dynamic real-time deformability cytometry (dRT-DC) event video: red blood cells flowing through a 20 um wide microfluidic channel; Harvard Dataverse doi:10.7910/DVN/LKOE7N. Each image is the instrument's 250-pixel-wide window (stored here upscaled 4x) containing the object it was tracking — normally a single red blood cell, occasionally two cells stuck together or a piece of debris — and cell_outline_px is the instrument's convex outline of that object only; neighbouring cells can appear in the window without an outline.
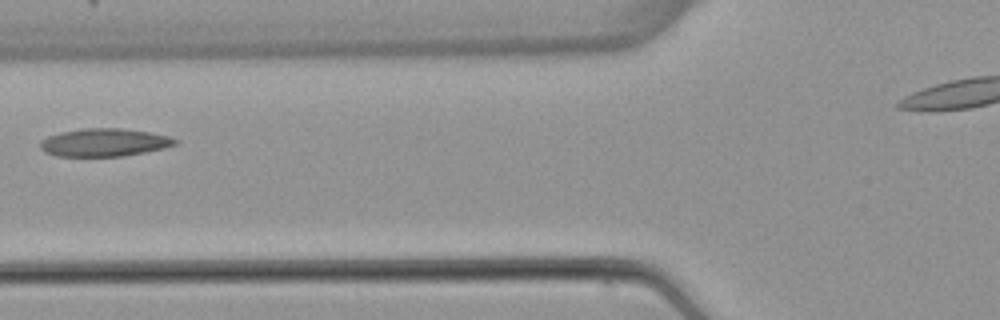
{"species": "common noctule bat (a hibernating species)", "species_latin": "Nyctalus noctula", "temperature_condition": "warm", "stored_images_in_passage": 5, "camera_frame_rate_fps": 3000, "um_per_image_px": 0.085, "animal": {"sex": "female", "body_mass_g": 22.7, "forearm_length_mm": 54.2}, "frame": {"image": 1, "passage_image": 4, "time_ms": 4.0, "image_size_px": [1000, 320], "cell_outline_px": [[180, 140], [176, 144], [164, 148], [124, 156], [56, 156], [44, 152], [40, 148], [40, 140], [48, 136], [60, 132], [84, 128], [120, 128], [148, 132], [168, 136]], "centroid_in_image_um": [8.84, 12.11], "position_along_channel_um": 117.0, "area_um2": 21.96}}
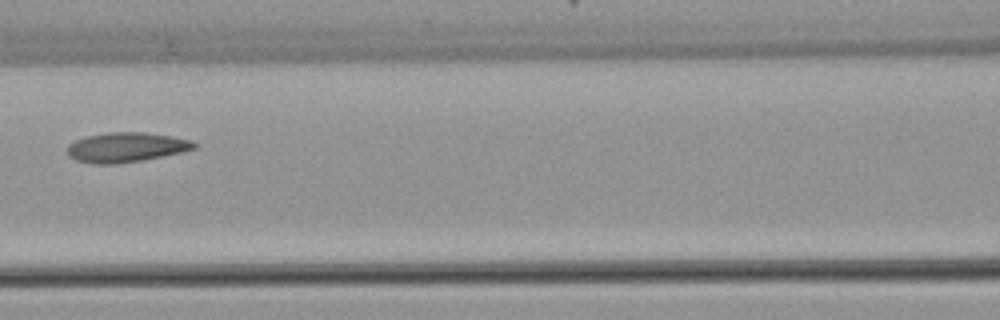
{"frame": {"image": 2, "passage_image": 5, "time_ms": 5.0, "image_size_px": [1000, 320], "cell_outline_px": [[200, 144], [196, 148], [184, 152], [140, 160], [116, 164], [92, 164], [76, 160], [68, 156], [68, 144], [76, 140], [88, 136], [108, 132], [144, 132], [172, 136], [192, 140]], "centroid_in_image_um": [10.76, 12.52], "position_along_channel_um": 155.8, "area_um2": 22.08}}